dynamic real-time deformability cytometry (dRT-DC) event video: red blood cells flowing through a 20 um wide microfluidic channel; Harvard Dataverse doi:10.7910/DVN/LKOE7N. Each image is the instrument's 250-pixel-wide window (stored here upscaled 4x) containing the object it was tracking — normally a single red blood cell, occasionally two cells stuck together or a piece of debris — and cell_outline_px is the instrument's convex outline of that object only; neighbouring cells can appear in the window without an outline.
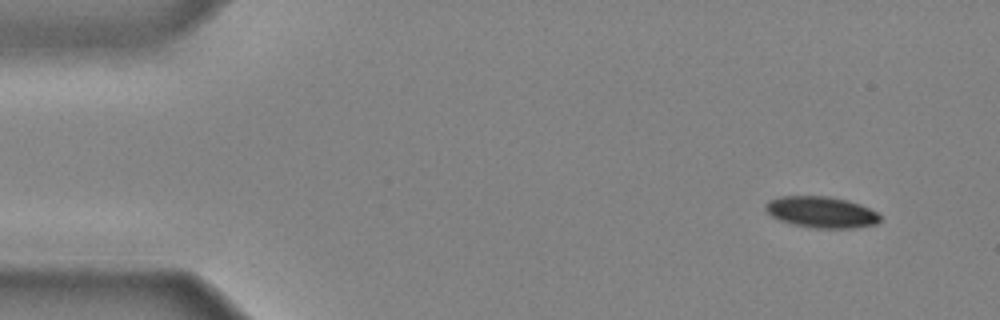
{"species": "common noctule bat (a hibernating species)", "species_latin": "Nyctalus noctula", "temperature_condition": "cold", "stored_images_in_passage": 42, "camera_frame_rate_fps": 3000, "um_per_image_px": 0.085, "animal": {"sex": "male", "body_mass_g": 20.4}, "frame": {"image": 1, "passage_image": 3, "time_ms": 0.667, "image_size_px": [1000, 320], "cell_outline_px": [[880, 220], [876, 224], [852, 228], [812, 228], [792, 224], [780, 220], [772, 216], [764, 208], [764, 204], [768, 200], [780, 196], [828, 196], [848, 200], [860, 204], [876, 212], [880, 216]], "centroid_in_image_um": [69.78, 18.02], "position_along_channel_um": 15.2, "area_um2": 20.92}}
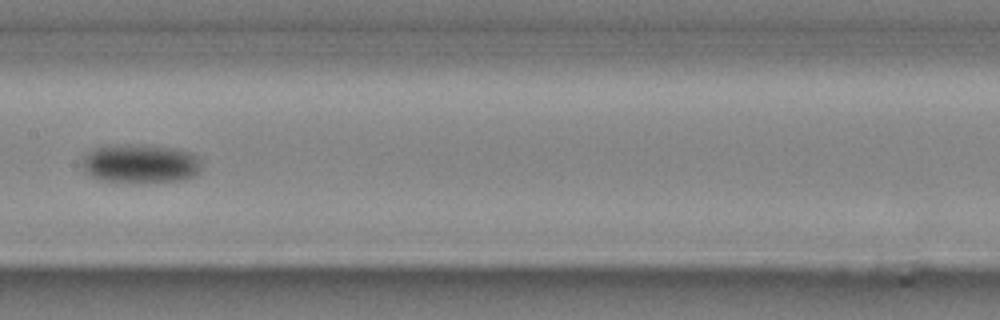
{"frame": {"image": 2, "passage_image": 22, "time_ms": 7.0, "image_size_px": [1000, 320], "cell_outline_px": [[200, 172], [192, 176], [180, 180], [104, 180], [92, 176], [84, 172], [84, 156], [92, 148], [108, 144], [148, 144], [176, 148], [188, 152], [196, 156], [200, 160]], "centroid_in_image_um": [11.92, 13.84], "position_along_channel_um": 195.5, "area_um2": 26.53}}
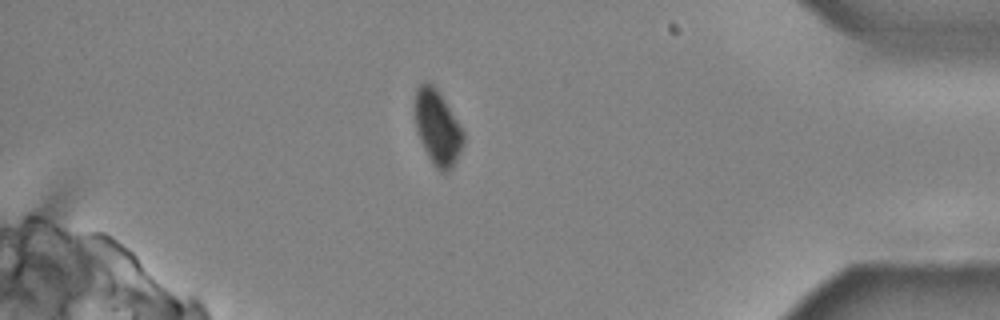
{"frame": {"image": 3, "passage_image": 38, "time_ms": 12.333, "image_size_px": [1000, 320], "cell_outline_px": [[464, 144], [452, 168], [448, 172], [440, 172], [432, 164], [416, 132], [416, 88], [420, 84], [428, 80], [436, 88], [464, 132]], "centroid_in_image_um": [37.19, 10.88], "position_along_channel_um": 398.0, "area_um2": 20.87}}